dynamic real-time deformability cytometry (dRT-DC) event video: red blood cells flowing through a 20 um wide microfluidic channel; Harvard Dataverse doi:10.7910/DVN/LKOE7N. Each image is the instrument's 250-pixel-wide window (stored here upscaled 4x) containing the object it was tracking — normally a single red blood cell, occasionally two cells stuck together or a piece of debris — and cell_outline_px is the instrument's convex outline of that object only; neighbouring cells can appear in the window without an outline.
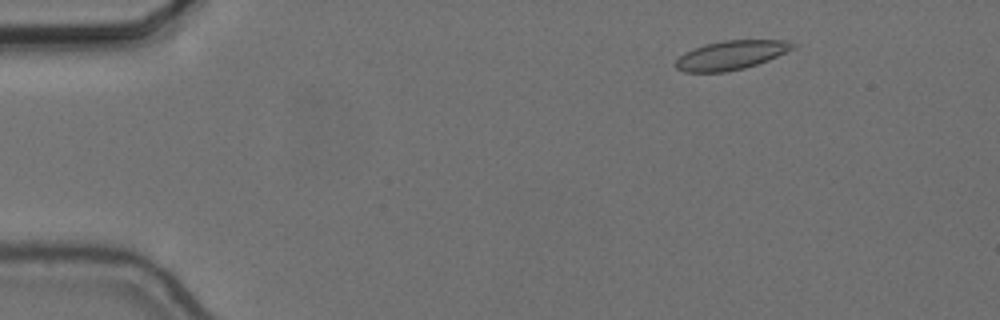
{"species": "common noctule bat (a hibernating species)", "species_latin": "Nyctalus noctula", "temperature_condition": "cold", "stored_images_in_passage": 55, "camera_frame_rate_fps": 3000, "um_per_image_px": 0.085, "animal": {"sex": "female", "body_mass_g": 24.6, "forearm_length_mm": 56.2}, "frame": {"image": 1, "passage_image": 6, "time_ms": 1.667, "image_size_px": [1000, 320], "cell_outline_px": [[796, 48], [768, 60], [744, 68], [724, 72], [684, 72], [676, 68], [676, 60], [684, 52], [692, 48], [704, 44], [724, 40], [784, 40], [796, 44]], "centroid_in_image_um": [62.13, 4.68], "position_along_channel_um": 22.9, "area_um2": 19.83}}
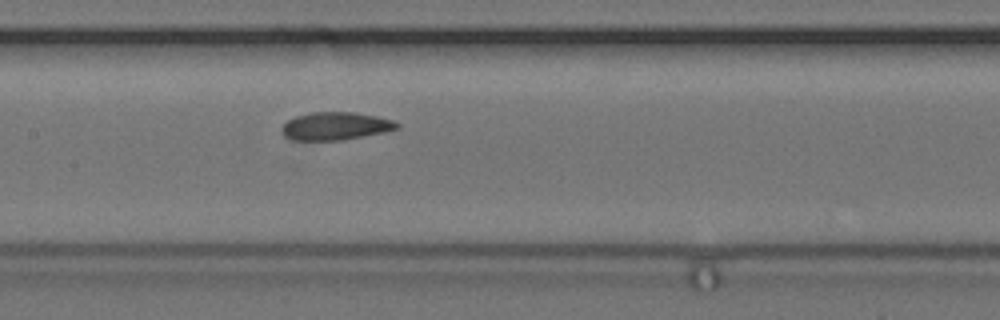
{"frame": {"image": 2, "passage_image": 26, "time_ms": 8.333, "image_size_px": [1000, 320], "cell_outline_px": [[400, 128], [384, 132], [340, 140], [292, 140], [284, 136], [284, 124], [288, 120], [296, 116], [312, 112], [356, 112], [376, 116], [392, 120], [400, 124]], "centroid_in_image_um": [28.55, 10.71], "position_along_channel_um": 178.8, "area_um2": 18.5}}
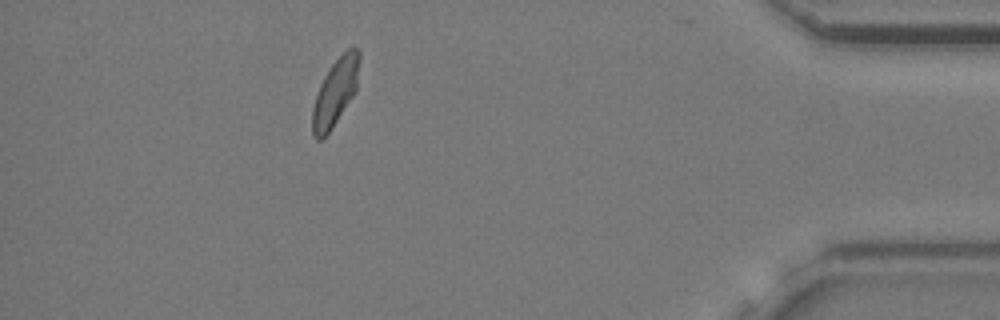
{"frame": {"image": 3, "passage_image": 49, "time_ms": 16.0, "image_size_px": [1000, 320], "cell_outline_px": [[360, 60], [356, 88], [352, 96], [332, 128], [320, 140], [316, 140], [312, 136], [312, 108], [320, 84], [324, 76], [332, 64], [348, 48], [356, 48], [360, 52]], "centroid_in_image_um": [28.48, 7.85], "position_along_channel_um": 406.7, "area_um2": 18.03}, "authors_computed_cell_mechanics": {"area_um2": 19.1318, "velocity_mm_per_s": 3.6308, "shape_relaxation_time_tau1_ms": null, "shape_relaxation_time_tau2_ms": 3.6515, "deformation_change_tau1": null, "deformation_change_tau2": 0.066}}